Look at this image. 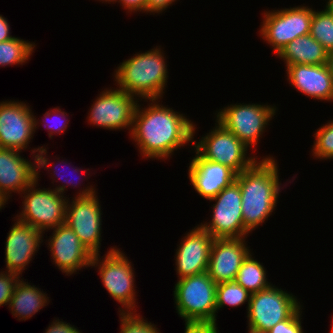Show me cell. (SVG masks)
Instances as JSON below:
<instances>
[{"label": "cell", "instance_id": "6da1fadb", "mask_svg": "<svg viewBox=\"0 0 333 333\" xmlns=\"http://www.w3.org/2000/svg\"><path fill=\"white\" fill-rule=\"evenodd\" d=\"M150 99L148 106L137 102L130 138L144 158L167 160L174 151L193 144L196 125L183 113Z\"/></svg>", "mask_w": 333, "mask_h": 333}, {"label": "cell", "instance_id": "7a4b0ae2", "mask_svg": "<svg viewBox=\"0 0 333 333\" xmlns=\"http://www.w3.org/2000/svg\"><path fill=\"white\" fill-rule=\"evenodd\" d=\"M263 157L235 179L240 186L244 228L248 233L268 220L284 188L279 182L277 160L273 156Z\"/></svg>", "mask_w": 333, "mask_h": 333}, {"label": "cell", "instance_id": "3957f363", "mask_svg": "<svg viewBox=\"0 0 333 333\" xmlns=\"http://www.w3.org/2000/svg\"><path fill=\"white\" fill-rule=\"evenodd\" d=\"M160 47L136 53L123 60L114 70V85L117 89L141 99L140 101L144 99V102L163 98L169 76L166 56Z\"/></svg>", "mask_w": 333, "mask_h": 333}, {"label": "cell", "instance_id": "277c9868", "mask_svg": "<svg viewBox=\"0 0 333 333\" xmlns=\"http://www.w3.org/2000/svg\"><path fill=\"white\" fill-rule=\"evenodd\" d=\"M216 286L208 272L178 279L174 303L185 324L209 325L217 328Z\"/></svg>", "mask_w": 333, "mask_h": 333}, {"label": "cell", "instance_id": "5b68a950", "mask_svg": "<svg viewBox=\"0 0 333 333\" xmlns=\"http://www.w3.org/2000/svg\"><path fill=\"white\" fill-rule=\"evenodd\" d=\"M110 248L104 257H101L102 260L100 253L95 254L90 266L98 267L103 287L121 304L118 312H137L134 266L123 251L116 246Z\"/></svg>", "mask_w": 333, "mask_h": 333}, {"label": "cell", "instance_id": "8992f818", "mask_svg": "<svg viewBox=\"0 0 333 333\" xmlns=\"http://www.w3.org/2000/svg\"><path fill=\"white\" fill-rule=\"evenodd\" d=\"M276 111L275 105L236 103L216 111L215 118L225 129L252 149L257 146Z\"/></svg>", "mask_w": 333, "mask_h": 333}, {"label": "cell", "instance_id": "52a82bcc", "mask_svg": "<svg viewBox=\"0 0 333 333\" xmlns=\"http://www.w3.org/2000/svg\"><path fill=\"white\" fill-rule=\"evenodd\" d=\"M38 180L36 179L21 193L24 200L22 201V211L13 218L45 233L66 222L68 198L54 189L37 188Z\"/></svg>", "mask_w": 333, "mask_h": 333}, {"label": "cell", "instance_id": "ba28073f", "mask_svg": "<svg viewBox=\"0 0 333 333\" xmlns=\"http://www.w3.org/2000/svg\"><path fill=\"white\" fill-rule=\"evenodd\" d=\"M73 199L69 201L68 198L65 223L94 255L99 254L102 241V211L97 191L89 185L83 190L80 189Z\"/></svg>", "mask_w": 333, "mask_h": 333}, {"label": "cell", "instance_id": "9c48e42d", "mask_svg": "<svg viewBox=\"0 0 333 333\" xmlns=\"http://www.w3.org/2000/svg\"><path fill=\"white\" fill-rule=\"evenodd\" d=\"M259 34L273 48L275 56L294 39L310 34L313 8L296 6L264 11Z\"/></svg>", "mask_w": 333, "mask_h": 333}, {"label": "cell", "instance_id": "30bf717a", "mask_svg": "<svg viewBox=\"0 0 333 333\" xmlns=\"http://www.w3.org/2000/svg\"><path fill=\"white\" fill-rule=\"evenodd\" d=\"M215 127L199 141L193 140V148L204 159L223 164L240 174L251 168L258 160L248 154L249 148L232 132L215 121ZM248 155V156H247Z\"/></svg>", "mask_w": 333, "mask_h": 333}, {"label": "cell", "instance_id": "8fae6325", "mask_svg": "<svg viewBox=\"0 0 333 333\" xmlns=\"http://www.w3.org/2000/svg\"><path fill=\"white\" fill-rule=\"evenodd\" d=\"M300 306L295 295L272 284L251 294L247 327L256 331H269L279 322L288 319Z\"/></svg>", "mask_w": 333, "mask_h": 333}, {"label": "cell", "instance_id": "7c38bea8", "mask_svg": "<svg viewBox=\"0 0 333 333\" xmlns=\"http://www.w3.org/2000/svg\"><path fill=\"white\" fill-rule=\"evenodd\" d=\"M213 214L209 222L200 223L214 239L247 237L242 216V200L239 184L234 181L217 196L209 199Z\"/></svg>", "mask_w": 333, "mask_h": 333}, {"label": "cell", "instance_id": "4fadbf2b", "mask_svg": "<svg viewBox=\"0 0 333 333\" xmlns=\"http://www.w3.org/2000/svg\"><path fill=\"white\" fill-rule=\"evenodd\" d=\"M91 104L87 120L96 127L132 130L133 115L138 99L115 88H105Z\"/></svg>", "mask_w": 333, "mask_h": 333}, {"label": "cell", "instance_id": "5bb4252c", "mask_svg": "<svg viewBox=\"0 0 333 333\" xmlns=\"http://www.w3.org/2000/svg\"><path fill=\"white\" fill-rule=\"evenodd\" d=\"M39 121L42 124L23 101L0 102V147L21 152L28 149Z\"/></svg>", "mask_w": 333, "mask_h": 333}, {"label": "cell", "instance_id": "9a60e30c", "mask_svg": "<svg viewBox=\"0 0 333 333\" xmlns=\"http://www.w3.org/2000/svg\"><path fill=\"white\" fill-rule=\"evenodd\" d=\"M51 235L47 247L50 249L51 259L62 273L70 276L83 268L91 267L94 254L66 223L53 228Z\"/></svg>", "mask_w": 333, "mask_h": 333}, {"label": "cell", "instance_id": "2e32d148", "mask_svg": "<svg viewBox=\"0 0 333 333\" xmlns=\"http://www.w3.org/2000/svg\"><path fill=\"white\" fill-rule=\"evenodd\" d=\"M213 241L214 238L199 224L185 234L174 257L178 279L208 270Z\"/></svg>", "mask_w": 333, "mask_h": 333}, {"label": "cell", "instance_id": "e0dca14e", "mask_svg": "<svg viewBox=\"0 0 333 333\" xmlns=\"http://www.w3.org/2000/svg\"><path fill=\"white\" fill-rule=\"evenodd\" d=\"M246 238L214 239L207 272L216 284L235 281L241 264L251 253Z\"/></svg>", "mask_w": 333, "mask_h": 333}, {"label": "cell", "instance_id": "ac0fdd59", "mask_svg": "<svg viewBox=\"0 0 333 333\" xmlns=\"http://www.w3.org/2000/svg\"><path fill=\"white\" fill-rule=\"evenodd\" d=\"M14 222L5 243V271L21 275L41 247L44 233L17 218Z\"/></svg>", "mask_w": 333, "mask_h": 333}, {"label": "cell", "instance_id": "d6986e66", "mask_svg": "<svg viewBox=\"0 0 333 333\" xmlns=\"http://www.w3.org/2000/svg\"><path fill=\"white\" fill-rule=\"evenodd\" d=\"M21 151L0 147V197L4 202L13 193H21L36 180V158L31 162Z\"/></svg>", "mask_w": 333, "mask_h": 333}, {"label": "cell", "instance_id": "ffe728a7", "mask_svg": "<svg viewBox=\"0 0 333 333\" xmlns=\"http://www.w3.org/2000/svg\"><path fill=\"white\" fill-rule=\"evenodd\" d=\"M188 167V178L196 193L209 200L217 196L236 179L229 167L204 159L196 150Z\"/></svg>", "mask_w": 333, "mask_h": 333}, {"label": "cell", "instance_id": "44dd1931", "mask_svg": "<svg viewBox=\"0 0 333 333\" xmlns=\"http://www.w3.org/2000/svg\"><path fill=\"white\" fill-rule=\"evenodd\" d=\"M287 81L298 92L320 101H333V76L325 64L286 66Z\"/></svg>", "mask_w": 333, "mask_h": 333}, {"label": "cell", "instance_id": "7402d4cb", "mask_svg": "<svg viewBox=\"0 0 333 333\" xmlns=\"http://www.w3.org/2000/svg\"><path fill=\"white\" fill-rule=\"evenodd\" d=\"M327 54L324 47L310 34H307L288 43L277 57L283 60L286 66L294 64L323 65L326 64Z\"/></svg>", "mask_w": 333, "mask_h": 333}, {"label": "cell", "instance_id": "603a6c76", "mask_svg": "<svg viewBox=\"0 0 333 333\" xmlns=\"http://www.w3.org/2000/svg\"><path fill=\"white\" fill-rule=\"evenodd\" d=\"M23 280L21 278L16 284L8 305L14 318L17 317L19 321L30 319L50 302L46 292Z\"/></svg>", "mask_w": 333, "mask_h": 333}, {"label": "cell", "instance_id": "cb8c5ba5", "mask_svg": "<svg viewBox=\"0 0 333 333\" xmlns=\"http://www.w3.org/2000/svg\"><path fill=\"white\" fill-rule=\"evenodd\" d=\"M254 258L251 252L241 264L235 278V281L250 294L257 293L272 285L267 280V272L264 265Z\"/></svg>", "mask_w": 333, "mask_h": 333}, {"label": "cell", "instance_id": "d4e9b609", "mask_svg": "<svg viewBox=\"0 0 333 333\" xmlns=\"http://www.w3.org/2000/svg\"><path fill=\"white\" fill-rule=\"evenodd\" d=\"M35 43L15 37L0 42V67L24 65L34 52Z\"/></svg>", "mask_w": 333, "mask_h": 333}, {"label": "cell", "instance_id": "484cf974", "mask_svg": "<svg viewBox=\"0 0 333 333\" xmlns=\"http://www.w3.org/2000/svg\"><path fill=\"white\" fill-rule=\"evenodd\" d=\"M251 294L236 281L219 283L216 286V312L225 305L239 307L247 304V311Z\"/></svg>", "mask_w": 333, "mask_h": 333}, {"label": "cell", "instance_id": "4316f807", "mask_svg": "<svg viewBox=\"0 0 333 333\" xmlns=\"http://www.w3.org/2000/svg\"><path fill=\"white\" fill-rule=\"evenodd\" d=\"M310 35L317 40L327 52L333 50V15L326 6L322 11L313 9Z\"/></svg>", "mask_w": 333, "mask_h": 333}, {"label": "cell", "instance_id": "83f0119b", "mask_svg": "<svg viewBox=\"0 0 333 333\" xmlns=\"http://www.w3.org/2000/svg\"><path fill=\"white\" fill-rule=\"evenodd\" d=\"M312 155L315 159H333V120L323 124L314 134Z\"/></svg>", "mask_w": 333, "mask_h": 333}, {"label": "cell", "instance_id": "f1b7e54d", "mask_svg": "<svg viewBox=\"0 0 333 333\" xmlns=\"http://www.w3.org/2000/svg\"><path fill=\"white\" fill-rule=\"evenodd\" d=\"M31 152L32 153H30V155L32 154V157L34 156V158H36V179H38L40 176V174H39V172H40V169H47L48 171L50 170V171H52L53 170V177L51 178L52 180H53V182H51V183H53L54 184V182H58V180H56L55 179V177H56V175H57V173L59 172V169H57L58 167H57V163L56 164H52V163H49V162H51V161H49L50 159H48L47 157L48 156H46L47 155V149L45 148V145H44V147L42 146V147H38V148H34L33 150H31ZM37 152V153H36ZM59 164H61V163H59ZM49 166H51L50 168H49ZM54 166H56V168L54 169ZM49 168V169H48ZM83 168H76V167H74L73 168V171L74 172H80V170H82ZM55 170V171H54ZM73 172V173H74ZM56 174V175H55ZM59 176H62L61 174L59 175H57V179H58V177ZM82 177V175L80 176V178ZM54 178V179H53ZM63 177H61V179H62ZM60 179V178H59ZM55 180V181H54ZM70 180V179H69ZM63 181V183L64 184H62V185H58V186H56L55 188H53L55 191H57V192H59L60 194H63L64 195V193H66L65 192V190L67 189L66 187L68 186L69 187V185H71L72 184V182L73 181H68V180H66L65 179V181L64 180H62ZM81 181V180H80ZM76 183H73L71 186H73L74 185V187H77V185H78V187H79V185H81L80 183H79V181H78V184H76Z\"/></svg>", "mask_w": 333, "mask_h": 333}, {"label": "cell", "instance_id": "f546056e", "mask_svg": "<svg viewBox=\"0 0 333 333\" xmlns=\"http://www.w3.org/2000/svg\"><path fill=\"white\" fill-rule=\"evenodd\" d=\"M121 323L119 333H161L154 323L144 320L140 313L120 312Z\"/></svg>", "mask_w": 333, "mask_h": 333}, {"label": "cell", "instance_id": "4dcf8cb0", "mask_svg": "<svg viewBox=\"0 0 333 333\" xmlns=\"http://www.w3.org/2000/svg\"><path fill=\"white\" fill-rule=\"evenodd\" d=\"M43 116L44 117H43L42 123H45L44 126L46 127V129L49 132L48 133L49 138L52 139L54 134H61L66 131V129L68 127V121H69L67 118L68 114L65 111H62L59 107L53 108V110L52 109L48 110L47 112H45V114ZM49 117H50V119H51V117H53L57 123L54 121L53 122L54 125H52L51 123L48 124L47 118L49 119ZM62 120H64V121H62ZM49 122H51V121H49Z\"/></svg>", "mask_w": 333, "mask_h": 333}, {"label": "cell", "instance_id": "1f68e13d", "mask_svg": "<svg viewBox=\"0 0 333 333\" xmlns=\"http://www.w3.org/2000/svg\"><path fill=\"white\" fill-rule=\"evenodd\" d=\"M20 279V275L16 273L0 272V306L9 305L15 286Z\"/></svg>", "mask_w": 333, "mask_h": 333}, {"label": "cell", "instance_id": "d6a6232c", "mask_svg": "<svg viewBox=\"0 0 333 333\" xmlns=\"http://www.w3.org/2000/svg\"><path fill=\"white\" fill-rule=\"evenodd\" d=\"M302 306L301 305L288 319L283 320L272 327L268 333H304L302 327Z\"/></svg>", "mask_w": 333, "mask_h": 333}, {"label": "cell", "instance_id": "836d02e7", "mask_svg": "<svg viewBox=\"0 0 333 333\" xmlns=\"http://www.w3.org/2000/svg\"><path fill=\"white\" fill-rule=\"evenodd\" d=\"M45 333H81L77 327L72 326L70 323H66L65 321L58 318L54 319L51 322V325L47 327Z\"/></svg>", "mask_w": 333, "mask_h": 333}, {"label": "cell", "instance_id": "e575fe53", "mask_svg": "<svg viewBox=\"0 0 333 333\" xmlns=\"http://www.w3.org/2000/svg\"><path fill=\"white\" fill-rule=\"evenodd\" d=\"M120 6H123L128 13L142 12L147 13V2L148 0H117Z\"/></svg>", "mask_w": 333, "mask_h": 333}, {"label": "cell", "instance_id": "d590c367", "mask_svg": "<svg viewBox=\"0 0 333 333\" xmlns=\"http://www.w3.org/2000/svg\"><path fill=\"white\" fill-rule=\"evenodd\" d=\"M177 0H148L147 2V14L157 13L158 15L163 13V11L167 10L171 4Z\"/></svg>", "mask_w": 333, "mask_h": 333}, {"label": "cell", "instance_id": "8d00e7d4", "mask_svg": "<svg viewBox=\"0 0 333 333\" xmlns=\"http://www.w3.org/2000/svg\"><path fill=\"white\" fill-rule=\"evenodd\" d=\"M184 333H219L218 327L185 324Z\"/></svg>", "mask_w": 333, "mask_h": 333}, {"label": "cell", "instance_id": "74e56055", "mask_svg": "<svg viewBox=\"0 0 333 333\" xmlns=\"http://www.w3.org/2000/svg\"><path fill=\"white\" fill-rule=\"evenodd\" d=\"M10 30L11 28L7 19L4 16L0 15V42L15 38L11 35Z\"/></svg>", "mask_w": 333, "mask_h": 333}, {"label": "cell", "instance_id": "f35d334b", "mask_svg": "<svg viewBox=\"0 0 333 333\" xmlns=\"http://www.w3.org/2000/svg\"><path fill=\"white\" fill-rule=\"evenodd\" d=\"M325 65L327 66L328 71L330 72V74L333 76V50L328 52L327 60H326Z\"/></svg>", "mask_w": 333, "mask_h": 333}, {"label": "cell", "instance_id": "ab89813d", "mask_svg": "<svg viewBox=\"0 0 333 333\" xmlns=\"http://www.w3.org/2000/svg\"><path fill=\"white\" fill-rule=\"evenodd\" d=\"M326 1V0H325ZM333 15V0H327L325 5Z\"/></svg>", "mask_w": 333, "mask_h": 333}, {"label": "cell", "instance_id": "60d3db41", "mask_svg": "<svg viewBox=\"0 0 333 333\" xmlns=\"http://www.w3.org/2000/svg\"><path fill=\"white\" fill-rule=\"evenodd\" d=\"M248 333H268V331H256V330L248 329Z\"/></svg>", "mask_w": 333, "mask_h": 333}, {"label": "cell", "instance_id": "b9f144b4", "mask_svg": "<svg viewBox=\"0 0 333 333\" xmlns=\"http://www.w3.org/2000/svg\"><path fill=\"white\" fill-rule=\"evenodd\" d=\"M5 204H8V203H5L4 200L0 197V211L5 206Z\"/></svg>", "mask_w": 333, "mask_h": 333}, {"label": "cell", "instance_id": "7bdbcfd3", "mask_svg": "<svg viewBox=\"0 0 333 333\" xmlns=\"http://www.w3.org/2000/svg\"><path fill=\"white\" fill-rule=\"evenodd\" d=\"M98 1H100V2L102 1L103 3L104 2H106V3L108 2V4L111 2V3L114 4V2L116 3L117 0H98Z\"/></svg>", "mask_w": 333, "mask_h": 333}, {"label": "cell", "instance_id": "ee69618b", "mask_svg": "<svg viewBox=\"0 0 333 333\" xmlns=\"http://www.w3.org/2000/svg\"><path fill=\"white\" fill-rule=\"evenodd\" d=\"M331 318H332V320H331L332 323H331V328H330L331 331L330 332L333 333V316Z\"/></svg>", "mask_w": 333, "mask_h": 333}]
</instances>
